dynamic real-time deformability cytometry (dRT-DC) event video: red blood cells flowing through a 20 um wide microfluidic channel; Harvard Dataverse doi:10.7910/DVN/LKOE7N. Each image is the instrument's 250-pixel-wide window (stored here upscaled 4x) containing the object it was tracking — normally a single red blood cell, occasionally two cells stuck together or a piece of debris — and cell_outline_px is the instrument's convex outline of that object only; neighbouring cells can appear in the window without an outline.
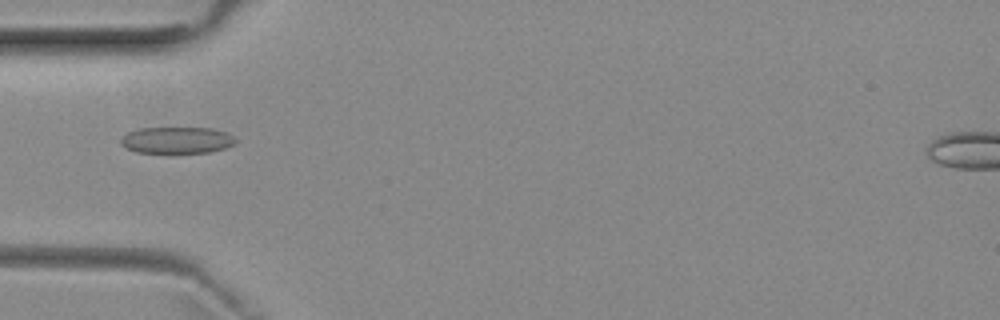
{"species": "common noctule bat (a hibernating species)", "species_latin": "Nyctalus noctula", "temperature_condition": "room temperature", "stored_images_in_passage": 52, "camera_frame_rate_fps": 3000, "um_per_image_px": 0.085, "animal": {"sex": "female", "body_mass_g": 29.2, "forearm_length_mm": 56.3}, "frame": {"image": 1, "passage_image": 17, "time_ms": 5.333, "image_size_px": [1000, 320], "cell_outline_px": [[236, 140], [232, 144], [224, 148], [208, 152], [136, 152], [120, 144], [120, 140], [128, 132], [140, 128], [212, 128], [228, 132]], "centroid_in_image_um": [15.03, 11.9], "position_along_channel_um": 70.0, "area_um2": 17.46}}
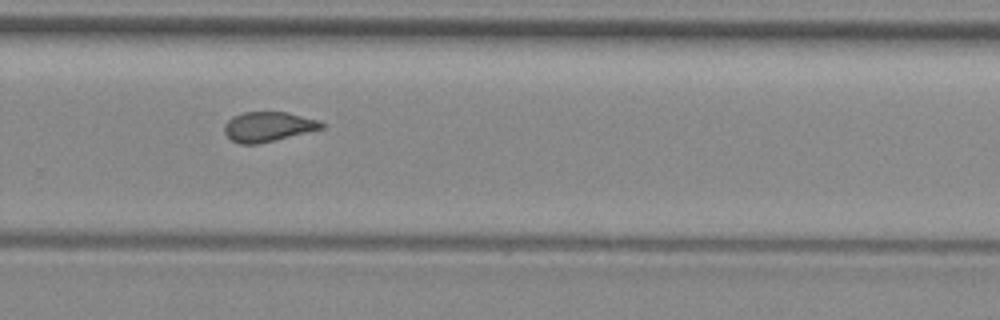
{"frame": {"image": 2, "passage_image": 35, "time_ms": 11.333, "image_size_px": [1000, 320], "cell_outline_px": [[324, 128], [256, 144], [240, 144], [232, 140], [224, 132], [224, 124], [232, 116], [244, 112], [288, 112], [320, 120], [324, 124]], "centroid_in_image_um": [22.78, 10.75], "position_along_channel_um": 307.0, "area_um2": 16.76}}
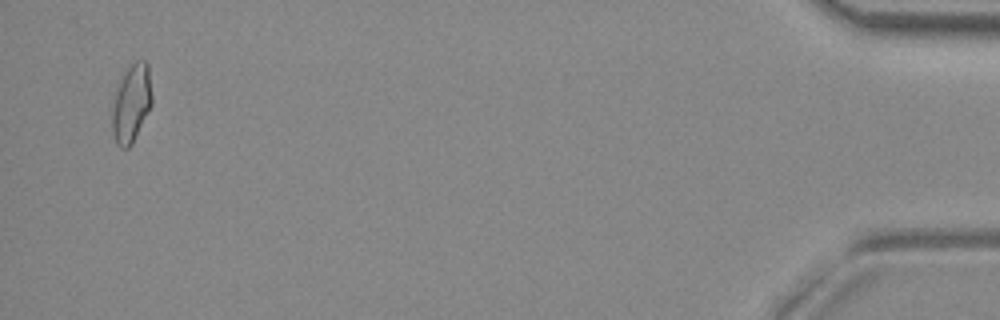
{"frame": {"image": 3, "passage_image": 51, "time_ms": 16.667, "image_size_px": [1000, 320], "cell_outline_px": [[152, 104], [132, 144], [128, 148], [120, 148], [116, 144], [112, 132], [112, 96], [124, 72], [136, 60], [144, 60], [148, 64], [152, 96]], "centroid_in_image_um": [11.14, 8.79], "position_along_channel_um": 424.1, "area_um2": 18.32}, "authors_computed_cell_mechanics": {"area_um2": 17.4267, "velocity_mm_per_s": 3.9535, "shape_relaxation_time_tau1_ms": null, "shape_relaxation_time_tau2_ms": 1.3267, "deformation_change_tau1": null, "deformation_change_tau2": 0.0912}}